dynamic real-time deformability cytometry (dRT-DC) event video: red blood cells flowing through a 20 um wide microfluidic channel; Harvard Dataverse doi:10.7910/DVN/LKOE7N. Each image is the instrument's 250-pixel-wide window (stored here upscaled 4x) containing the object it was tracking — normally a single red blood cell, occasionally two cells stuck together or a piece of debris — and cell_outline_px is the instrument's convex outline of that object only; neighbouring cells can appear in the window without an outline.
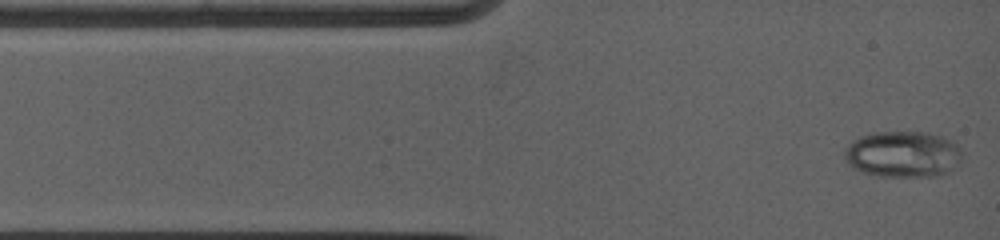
{"species": "common noctule bat (a hibernating species)", "species_latin": "Nyctalus noctula", "temperature_condition": "warm", "stored_images_in_passage": 22, "camera_frame_rate_fps": 5000, "um_per_image_px": 0.085, "animal": {"sex": "female", "body_mass_g": 19.0, "forearm_length_mm": 53.3}, "frame": {"image": 1, "passage_image": 1, "time_ms": 0.0, "image_size_px": [1000, 240], "cell_outline_px": [[964, 152], [960, 160], [952, 172], [936, 176], [880, 176], [860, 172], [848, 164], [844, 156], [844, 148], [852, 140], [860, 136], [872, 132], [924, 132], [940, 136], [952, 140]], "centroid_in_image_um": [76.75, 13.11], "position_along_channel_um": 8.2, "area_um2": 32.14}}
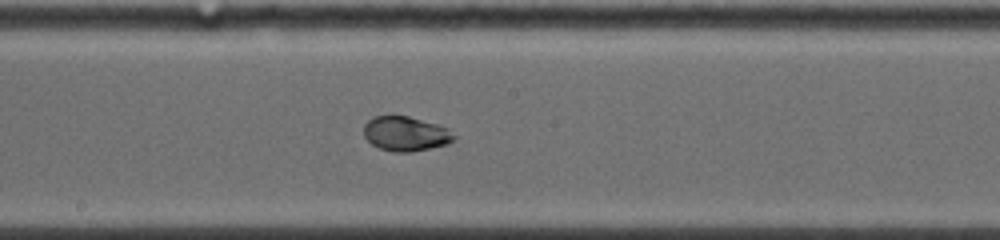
{"frame": {"image": 2, "passage_image": 11, "time_ms": 6.4, "image_size_px": [1000, 240], "cell_outline_px": [[456, 140], [448, 144], [412, 152], [396, 152], [380, 148], [372, 144], [364, 136], [364, 124], [368, 120], [376, 116], [408, 116], [436, 124], [448, 128], [456, 136]], "centroid_in_image_um": [34.51, 11.37], "position_along_channel_um": 213.7, "area_um2": 18.15}}
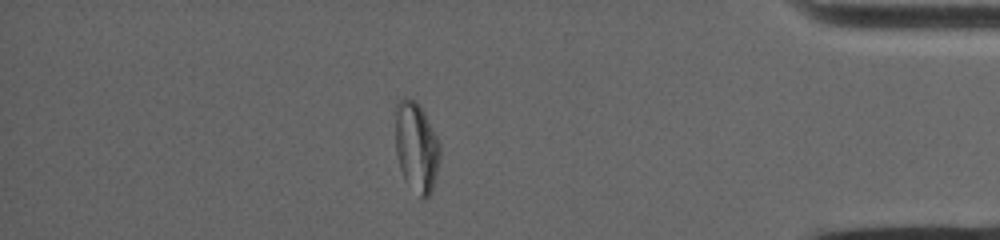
{"frame": {"image": 3, "passage_image": 20, "time_ms": 12.2, "image_size_px": [1000, 240], "cell_outline_px": [[440, 156], [436, 176], [432, 192], [424, 200], [420, 200], [404, 180], [396, 156], [396, 104], [404, 96], [416, 100], [424, 112], [440, 144]], "centroid_in_image_um": [35.39, 12.55], "position_along_channel_um": 399.8, "area_um2": 23.7}, "authors_computed_cell_mechanics": {"area_um2": 21.1259, "velocity_mm_per_s": 3.8866, "shape_relaxation_time_tau1_ms": 4.5821, "shape_relaxation_time_tau2_ms": null, "deformation_change_tau1": 0.1874, "deformation_change_tau2": null}}